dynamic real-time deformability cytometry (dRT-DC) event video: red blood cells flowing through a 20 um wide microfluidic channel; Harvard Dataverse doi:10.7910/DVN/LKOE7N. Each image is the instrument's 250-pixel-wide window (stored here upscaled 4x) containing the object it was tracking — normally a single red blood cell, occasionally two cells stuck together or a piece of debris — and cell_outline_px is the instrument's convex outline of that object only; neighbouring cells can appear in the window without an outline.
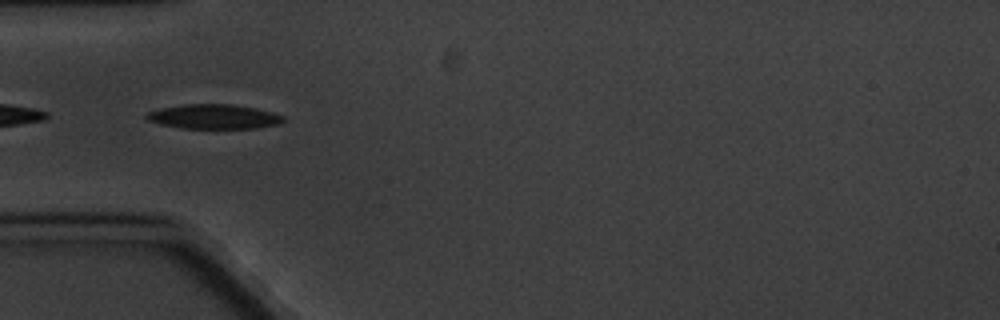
{"species": "common noctule bat (a hibernating species)", "species_latin": "Nyctalus noctula", "temperature_condition": "cold", "stored_images_in_passage": 4, "camera_frame_rate_fps": 3000, "um_per_image_px": 0.085, "animal": {"sex": "male", "body_mass_g": 20.1, "forearm_length_mm": 53.5}, "frame": {"image": 1, "passage_image": 4, "time_ms": 3.333, "image_size_px": [1000, 320], "cell_outline_px": [[284, 120], [276, 124], [256, 128], [180, 128], [160, 124], [148, 120], [144, 116], [148, 112], [160, 108], [184, 104], [232, 104], [256, 108], [272, 112], [284, 116]], "centroid_in_image_um": [18.15, 9.91], "position_along_channel_um": 66.9, "area_um2": 19.48}}